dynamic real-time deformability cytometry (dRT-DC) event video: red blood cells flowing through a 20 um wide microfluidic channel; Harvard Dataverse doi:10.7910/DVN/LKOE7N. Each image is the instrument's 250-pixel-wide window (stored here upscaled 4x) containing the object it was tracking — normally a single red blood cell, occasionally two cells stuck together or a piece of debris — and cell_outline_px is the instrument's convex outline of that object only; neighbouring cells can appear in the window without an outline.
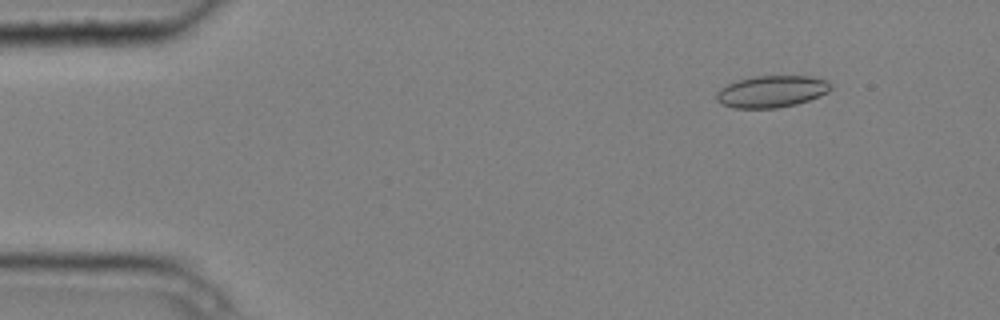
{"species": "common noctule bat (a hibernating species)", "species_latin": "Nyctalus noctula", "temperature_condition": "cold", "stored_images_in_passage": 7, "camera_frame_rate_fps": 3000, "um_per_image_px": 0.085, "animal": {"sex": "male", "body_mass_g": 20.4}, "frame": {"image": 1, "passage_image": 1, "time_ms": 0.0, "image_size_px": [1000, 320], "cell_outline_px": [[832, 88], [828, 92], [808, 100], [796, 104], [776, 108], [732, 108], [720, 104], [716, 100], [716, 92], [720, 88], [736, 80], [752, 76], [808, 76], [824, 80], [832, 84]], "centroid_in_image_um": [65.54, 7.78], "position_along_channel_um": 19.5, "area_um2": 21.27}}
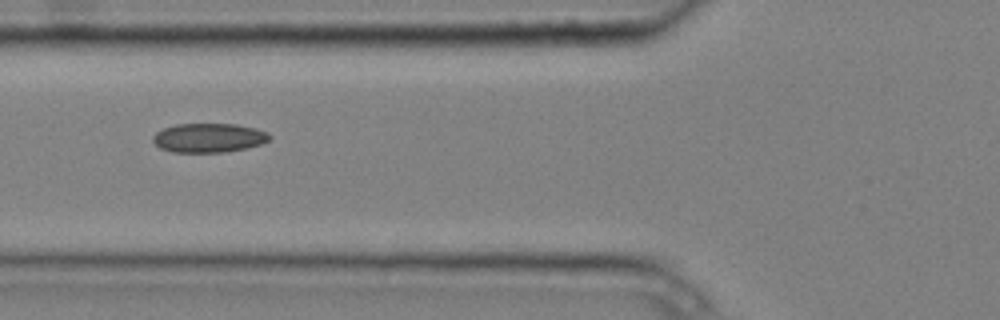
{"frame": {"image": 2, "passage_image": 5, "time_ms": 1.333, "image_size_px": [1000, 320], "cell_outline_px": [[272, 136], [268, 140], [260, 144], [244, 148], [224, 152], [172, 152], [160, 148], [152, 140], [152, 136], [156, 132], [164, 128], [176, 124], [236, 124], [256, 128], [268, 132]], "centroid_in_image_um": [17.74, 11.71], "position_along_channel_um": 108.1, "area_um2": 19.77}}
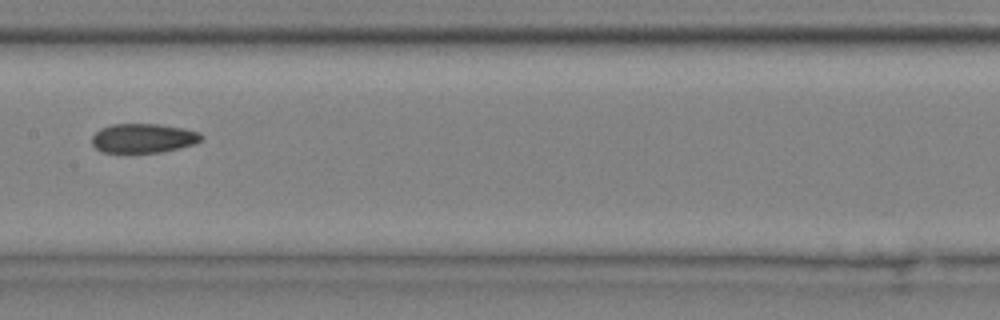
{"frame": {"image": 3, "passage_image": 7, "time_ms": 2.0, "image_size_px": [1000, 320], "cell_outline_px": [[204, 140], [180, 148], [160, 152], [100, 152], [92, 144], [92, 136], [100, 128], [112, 124], [160, 124], [184, 128], [200, 132], [204, 136]], "centroid_in_image_um": [12.2, 11.74], "position_along_channel_um": 195.2, "area_um2": 18.79}}